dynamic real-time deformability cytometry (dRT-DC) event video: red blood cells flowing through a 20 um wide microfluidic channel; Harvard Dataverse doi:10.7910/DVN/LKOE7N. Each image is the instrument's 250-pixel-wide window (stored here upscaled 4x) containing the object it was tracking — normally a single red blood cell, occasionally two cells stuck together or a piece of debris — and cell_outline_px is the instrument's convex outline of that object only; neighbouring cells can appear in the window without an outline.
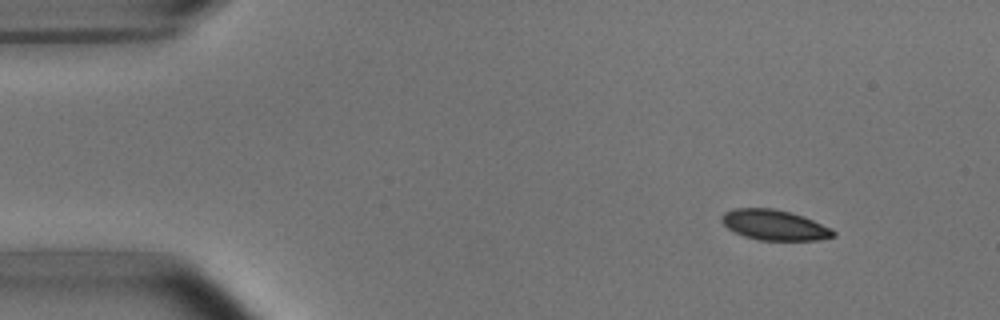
{"species": "common noctule bat (a hibernating species)", "species_latin": "Nyctalus noctula", "temperature_condition": "room temperature", "stored_images_in_passage": 5, "camera_frame_rate_fps": 3000, "um_per_image_px": 0.085, "animal": {"sex": "male", "body_mass_g": 15.6}, "frame": {"image": 1, "passage_image": 2, "time_ms": 1.0, "image_size_px": [1000, 320], "cell_outline_px": [[836, 236], [820, 240], [760, 240], [744, 236], [728, 228], [720, 220], [720, 216], [724, 212], [736, 208], [772, 208], [792, 212], [804, 216], [832, 228], [836, 232]], "centroid_in_image_um": [65.86, 19.12], "position_along_channel_um": 19.1, "area_um2": 19.88}}